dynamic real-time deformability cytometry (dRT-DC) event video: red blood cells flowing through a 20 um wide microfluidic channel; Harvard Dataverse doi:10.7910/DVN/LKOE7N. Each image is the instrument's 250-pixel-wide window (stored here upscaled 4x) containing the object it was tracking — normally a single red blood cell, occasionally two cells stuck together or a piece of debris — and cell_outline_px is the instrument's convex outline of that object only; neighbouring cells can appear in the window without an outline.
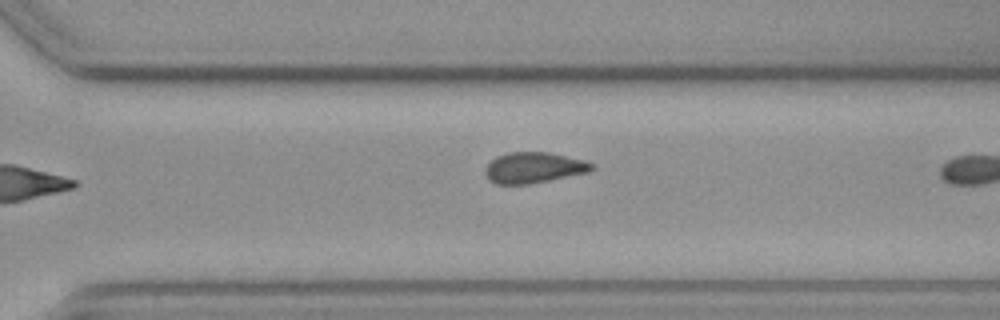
{"species": "common noctule bat (a hibernating species)", "species_latin": "Nyctalus noctula", "temperature_condition": "cold", "stored_images_in_passage": 11, "camera_frame_rate_fps": 3000, "um_per_image_px": 0.085, "animal": {"sex": "female", "body_mass_g": 19.3, "forearm_length_mm": 54.1}, "frame": {"image": 1, "passage_image": 10, "time_ms": 3.0, "image_size_px": [1000, 320], "cell_outline_px": [[592, 168], [588, 172], [528, 184], [496, 184], [488, 180], [484, 172], [484, 168], [496, 156], [508, 152], [548, 152], [584, 160], [592, 164]], "centroid_in_image_um": [45.3, 14.25], "position_along_channel_um": 325.3, "area_um2": 18.96}}